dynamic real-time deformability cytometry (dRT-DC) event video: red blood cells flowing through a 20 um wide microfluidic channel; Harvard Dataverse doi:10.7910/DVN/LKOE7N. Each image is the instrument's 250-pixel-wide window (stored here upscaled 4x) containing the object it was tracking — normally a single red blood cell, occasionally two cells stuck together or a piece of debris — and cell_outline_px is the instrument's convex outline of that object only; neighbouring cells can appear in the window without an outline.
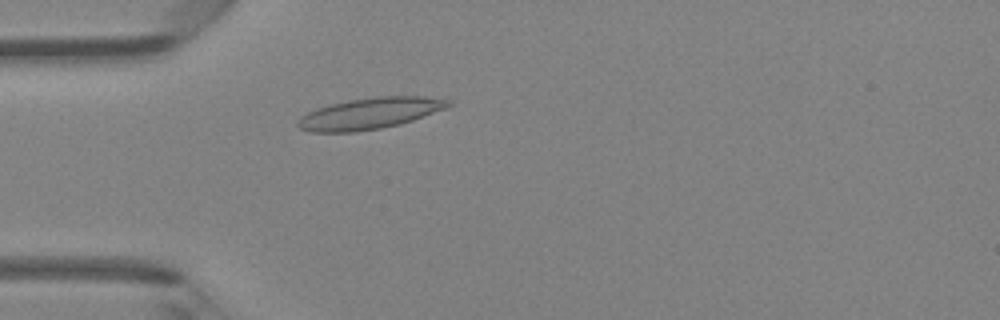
{"species": "Egyptian fruit bat (a non-hibernating species)", "species_latin": "Rousettus aegyptiacus", "temperature_condition": "room temperature", "stored_images_in_passage": 45, "camera_frame_rate_fps": 3000, "um_per_image_px": 0.085, "animal": {"sex": "female"}, "frame": {"image": 1, "passage_image": 11, "time_ms": 3.333, "image_size_px": [1000, 320], "cell_outline_px": [[452, 104], [444, 108], [412, 120], [400, 124], [380, 128], [356, 132], [308, 132], [300, 128], [296, 124], [296, 120], [300, 116], [316, 108], [348, 100], [376, 96], [424, 96], [452, 100]], "centroid_in_image_um": [31.38, 9.64], "position_along_channel_um": 53.6, "area_um2": 27.4}}
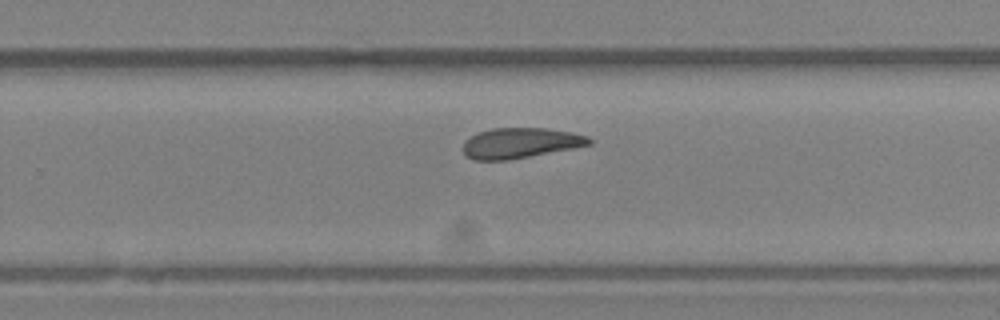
{"frame": {"image": 2, "passage_image": 28, "time_ms": 9.0, "image_size_px": [1000, 320], "cell_outline_px": [[592, 144], [572, 148], [508, 160], [472, 160], [464, 156], [464, 140], [476, 132], [492, 128], [544, 128], [572, 132], [588, 136], [592, 140]], "centroid_in_image_um": [44.18, 12.15], "position_along_channel_um": 285.6, "area_um2": 22.37}}
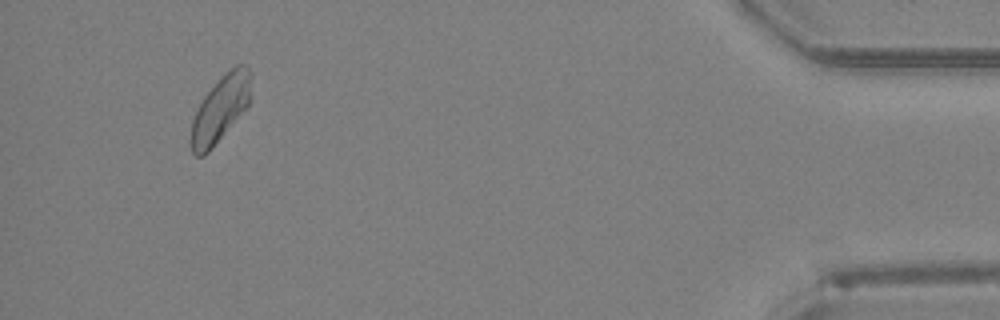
{"frame": {"image": 3, "passage_image": 42, "time_ms": 13.667, "image_size_px": [1000, 320], "cell_outline_px": [[252, 76], [248, 104], [212, 148], [204, 156], [196, 156], [192, 152], [192, 120], [204, 96], [224, 72], [236, 64], [248, 64], [252, 72]], "centroid_in_image_um": [18.76, 9.17], "position_along_channel_um": 416.4, "area_um2": 22.72}, "authors_computed_cell_mechanics": {"area_um2": 23.5824, "velocity_mm_per_s": 4.2553, "shape_relaxation_time_tau1_ms": null, "shape_relaxation_time_tau2_ms": 2.9109, "deformation_change_tau1": null, "deformation_change_tau2": 0.0995}}